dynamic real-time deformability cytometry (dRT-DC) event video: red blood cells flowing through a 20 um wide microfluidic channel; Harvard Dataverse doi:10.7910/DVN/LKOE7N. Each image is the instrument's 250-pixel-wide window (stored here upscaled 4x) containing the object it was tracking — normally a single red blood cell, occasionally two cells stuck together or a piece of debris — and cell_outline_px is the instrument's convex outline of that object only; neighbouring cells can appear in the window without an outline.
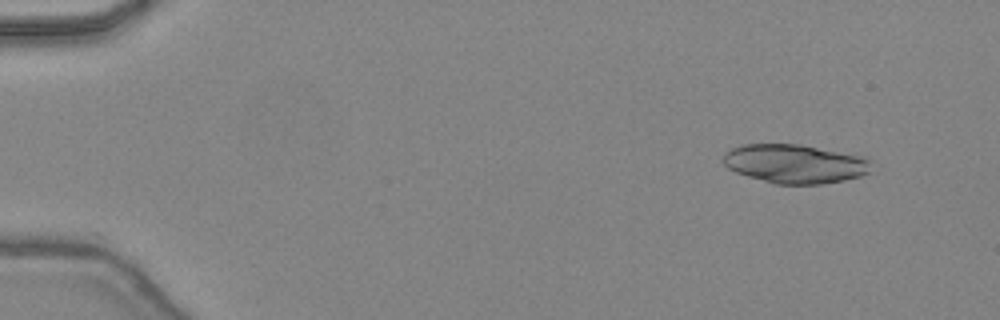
{"species": "common noctule bat (a hibernating species)", "species_latin": "Nyctalus noctula", "temperature_condition": "warm", "stored_images_in_passage": 46, "camera_frame_rate_fps": 3000, "um_per_image_px": 0.085, "animal": {"sex": "female", "body_mass_g": 24.6, "forearm_length_mm": 56.2}, "frame": {"image": 1, "passage_image": 5, "time_ms": 1.333, "image_size_px": [1000, 320], "cell_outline_px": [[872, 160], [868, 172], [860, 176], [844, 180], [820, 184], [776, 184], [748, 176], [736, 172], [728, 168], [724, 164], [724, 152], [732, 148], [744, 144], [800, 144], [860, 156]], "centroid_in_image_um": [67.55, 13.92], "position_along_channel_um": 17.5, "area_um2": 33.29}}
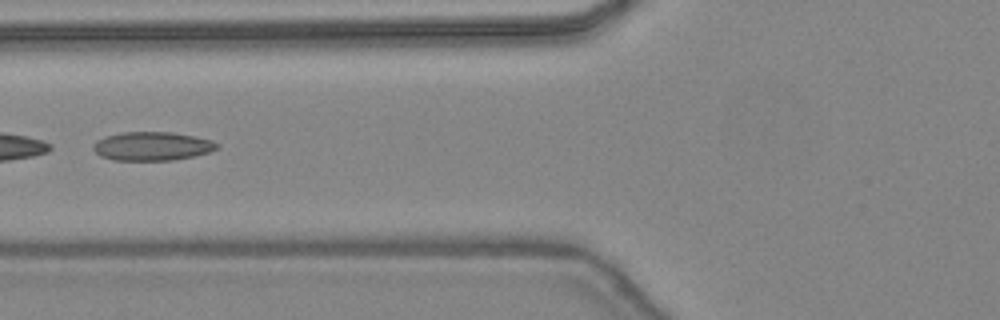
{"frame": {"image": 2, "passage_image": 20, "time_ms": 6.333, "image_size_px": [1000, 320], "cell_outline_px": [[220, 148], [196, 156], [172, 160], [112, 160], [100, 156], [92, 148], [92, 144], [96, 140], [104, 136], [124, 132], [172, 132], [212, 140], [220, 144]], "centroid_in_image_um": [12.92, 12.43], "position_along_channel_um": 112.9, "area_um2": 20.87}}
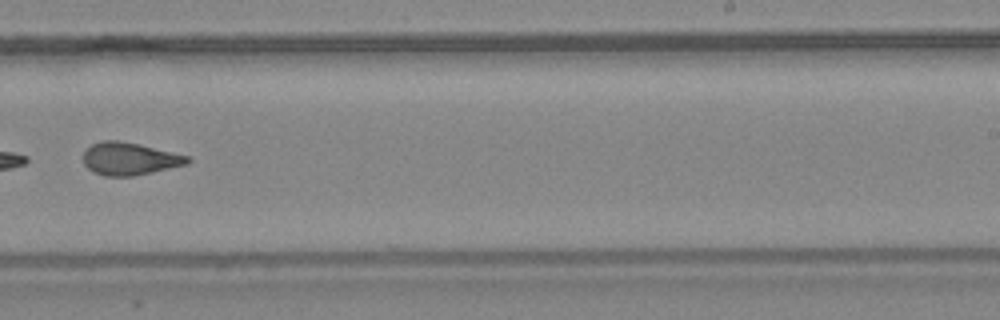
{"frame": {"image": 3, "passage_image": 31, "time_ms": 10.0, "image_size_px": [1000, 320], "cell_outline_px": [[192, 160], [188, 164], [152, 172], [132, 176], [104, 176], [92, 172], [84, 164], [84, 152], [92, 144], [104, 140], [120, 140], [140, 144], [188, 156]], "centroid_in_image_um": [11.01, 13.49], "position_along_channel_um": 278.0, "area_um2": 19.77}}